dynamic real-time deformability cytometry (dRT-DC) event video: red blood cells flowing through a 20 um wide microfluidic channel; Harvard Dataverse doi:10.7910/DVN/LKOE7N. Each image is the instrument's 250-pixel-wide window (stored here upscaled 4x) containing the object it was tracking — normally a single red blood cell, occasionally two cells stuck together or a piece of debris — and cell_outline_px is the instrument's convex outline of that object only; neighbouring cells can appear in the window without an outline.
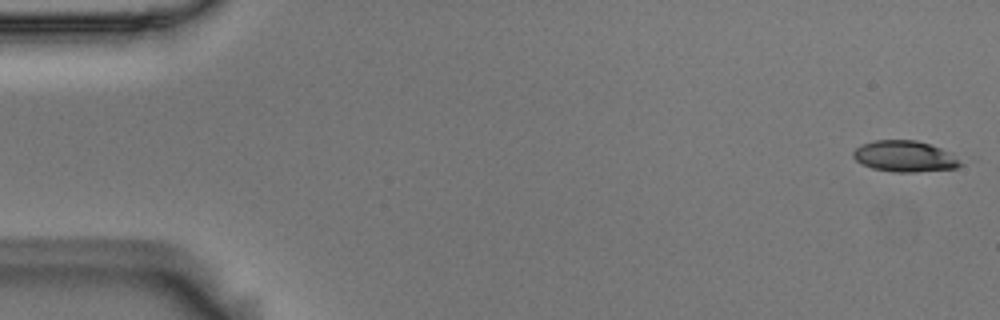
{"species": "Egyptian fruit bat (a non-hibernating species)", "species_latin": "Rousettus aegyptiacus", "temperature_condition": "room temperature", "stored_images_in_passage": 54, "camera_frame_rate_fps": 3000, "um_per_image_px": 0.085, "animal": {"sex": "male"}, "frame": {"image": 1, "passage_image": 1, "time_ms": 0.0, "image_size_px": [1000, 320], "cell_outline_px": [[964, 164], [956, 168], [916, 172], [892, 172], [872, 168], [856, 160], [852, 156], [852, 152], [856, 148], [872, 140], [916, 140], [952, 152]], "centroid_in_image_um": [76.93, 13.29], "position_along_channel_um": 8.1, "area_um2": 19.48}}
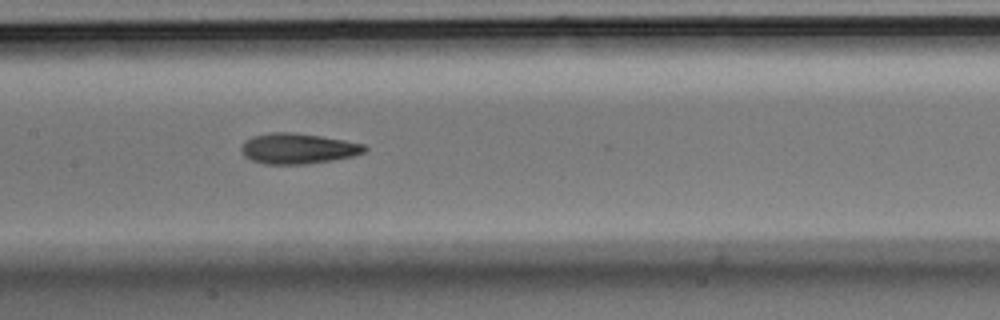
{"frame": {"image": 2, "passage_image": 26, "time_ms": 8.333, "image_size_px": [1000, 320], "cell_outline_px": [[368, 148], [364, 152], [352, 156], [332, 160], [304, 164], [264, 164], [252, 160], [244, 156], [240, 148], [244, 140], [252, 136], [272, 132], [292, 132], [320, 136], [344, 140], [364, 144]], "centroid_in_image_um": [25.29, 12.62], "position_along_channel_um": 182.1, "area_um2": 21.91}}
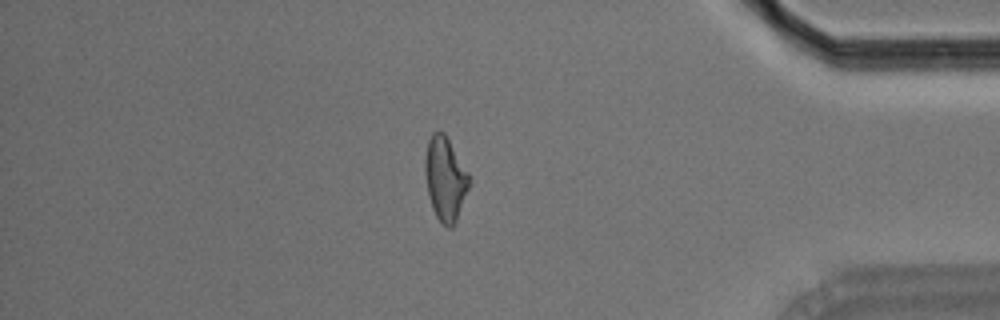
{"frame": {"image": 3, "passage_image": 46, "time_ms": 15.0, "image_size_px": [1000, 320], "cell_outline_px": [[472, 180], [456, 220], [452, 228], [448, 228], [440, 224], [432, 208], [428, 192], [424, 172], [424, 160], [428, 140], [432, 132], [444, 132], [468, 172]], "centroid_in_image_um": [37.84, 15.21], "position_along_channel_um": 397.4, "area_um2": 21.62}, "authors_computed_cell_mechanics": {"area_um2": 21.1548, "velocity_mm_per_s": 3.7173, "shape_relaxation_time_tau1_ms": 8.7108, "shape_relaxation_time_tau2_ms": 3.0542, "deformation_change_tau1": 0.2, "deformation_change_tau2": 0.1162}}